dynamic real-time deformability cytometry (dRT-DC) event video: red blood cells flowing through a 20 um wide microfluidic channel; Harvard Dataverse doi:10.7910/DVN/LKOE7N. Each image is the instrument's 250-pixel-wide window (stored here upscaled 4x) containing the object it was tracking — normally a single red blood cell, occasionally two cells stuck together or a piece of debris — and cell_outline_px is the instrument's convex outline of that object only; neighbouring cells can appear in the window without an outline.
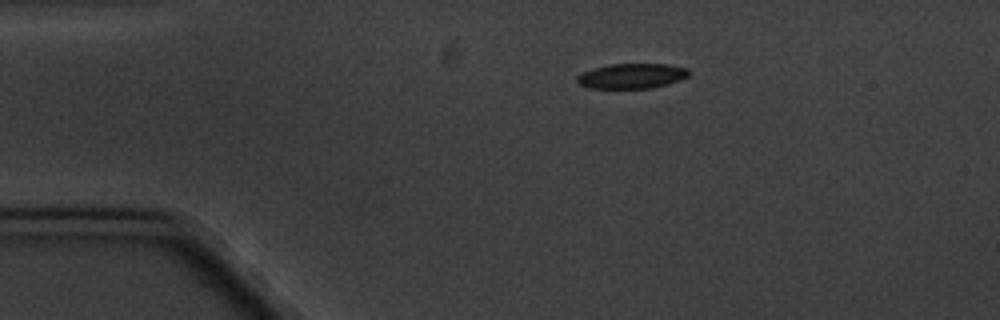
{"species": "common noctule bat (a hibernating species)", "species_latin": "Nyctalus noctula", "temperature_condition": "cold", "stored_images_in_passage": 4, "camera_frame_rate_fps": 3000, "um_per_image_px": 0.085, "animal": {"sex": "male", "body_mass_g": 20.1, "forearm_length_mm": 53.5}, "frame": {"image": 1, "passage_image": 1, "time_ms": 0.0, "image_size_px": [1000, 320], "cell_outline_px": [[688, 76], [680, 80], [668, 84], [652, 88], [588, 88], [580, 84], [576, 80], [576, 76], [584, 72], [608, 64], [668, 64], [688, 68]], "centroid_in_image_um": [53.72, 6.46], "position_along_channel_um": 31.3, "area_um2": 16.24}}
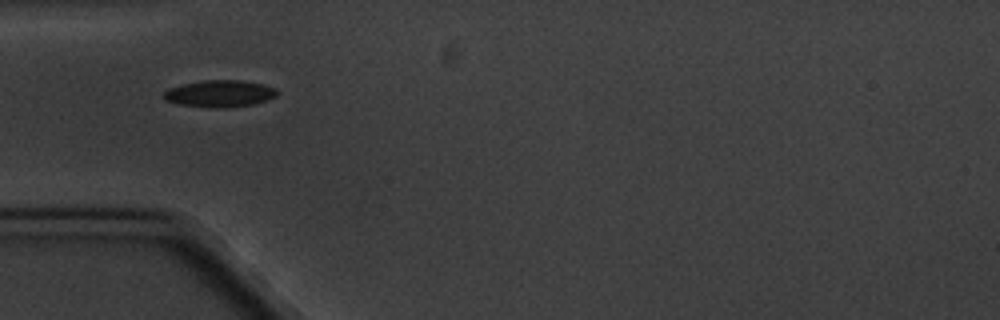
{"frame": {"image": 2, "passage_image": 3, "time_ms": 2.333, "image_size_px": [1000, 320], "cell_outline_px": [[280, 92], [276, 96], [268, 100], [252, 104], [224, 108], [220, 108], [176, 104], [164, 100], [164, 92], [168, 88], [184, 84], [204, 80], [240, 80], [264, 84], [276, 88]], "centroid_in_image_um": [18.7, 7.95], "position_along_channel_um": 66.3, "area_um2": 17.8}}